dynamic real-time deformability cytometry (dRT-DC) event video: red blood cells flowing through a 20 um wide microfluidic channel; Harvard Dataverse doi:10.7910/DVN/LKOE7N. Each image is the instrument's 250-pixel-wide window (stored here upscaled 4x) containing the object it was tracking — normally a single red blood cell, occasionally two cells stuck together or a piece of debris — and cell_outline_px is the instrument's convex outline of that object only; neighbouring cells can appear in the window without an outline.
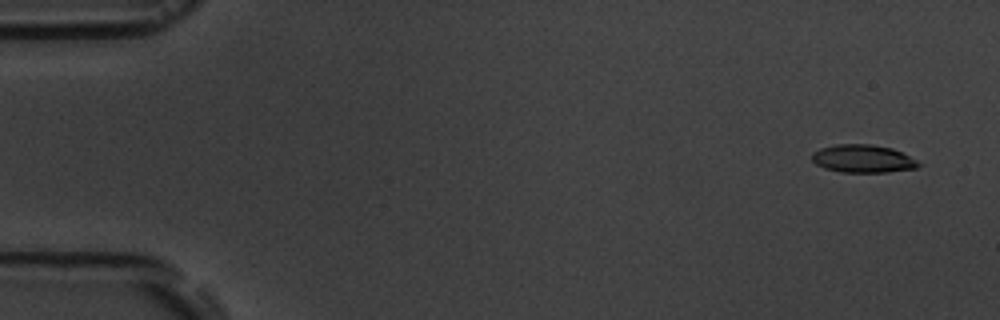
{"species": "common noctule bat (a hibernating species)", "species_latin": "Nyctalus noctula", "temperature_condition": "room temperature", "stored_images_in_passage": 16, "camera_frame_rate_fps": 3000, "um_per_image_px": 0.085, "animal": {"sex": "male", "body_mass_g": 19.5, "forearm_length_mm": 54.6}, "frame": {"image": 1, "passage_image": 1, "time_ms": 0.0, "image_size_px": [1000, 320], "cell_outline_px": [[924, 164], [916, 168], [888, 172], [840, 172], [824, 168], [816, 164], [812, 160], [812, 152], [820, 148], [836, 144], [872, 144], [892, 148]], "centroid_in_image_um": [73.34, 13.49], "position_along_channel_um": 11.7, "area_um2": 17.4}}
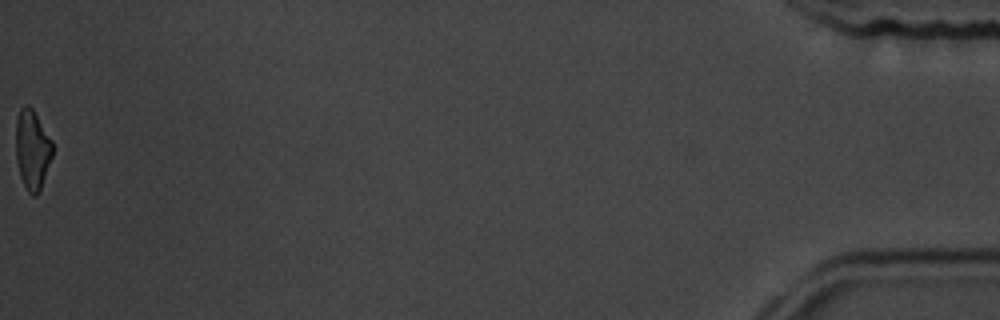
{"frame": {"image": 2, "passage_image": 16, "time_ms": 17.333, "image_size_px": [1000, 320], "cell_outline_px": [[52, 156], [40, 192], [36, 196], [32, 196], [28, 192], [20, 176], [16, 160], [16, 116], [20, 108], [24, 104], [28, 104], [32, 108], [52, 140]], "centroid_in_image_um": [2.73, 12.71], "position_along_channel_um": 432.5, "area_um2": 17.17}}